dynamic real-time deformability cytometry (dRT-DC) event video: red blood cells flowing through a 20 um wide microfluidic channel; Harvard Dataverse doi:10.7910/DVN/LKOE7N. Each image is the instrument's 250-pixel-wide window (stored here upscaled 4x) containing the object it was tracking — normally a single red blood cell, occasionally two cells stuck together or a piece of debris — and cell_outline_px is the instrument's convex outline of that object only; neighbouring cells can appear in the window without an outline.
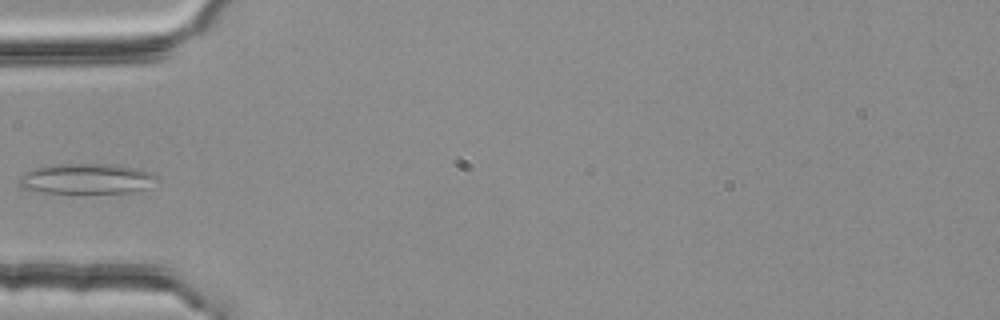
{"species": "common noctule bat (a hibernating species)", "species_latin": "Nyctalus noctula", "temperature_condition": "room temperature", "stored_images_in_passage": 3, "camera_frame_rate_fps": 3000, "um_per_image_px": 0.085, "animal": {"sex": "female", "body_mass_g": 25.1}, "frame": {"image": 1, "passage_image": 3, "time_ms": 0.667, "image_size_px": [1000, 320], "cell_outline_px": [[160, 180], [144, 188], [132, 192], [44, 192], [24, 188], [16, 184], [20, 176], [36, 168], [56, 164], [120, 164], [152, 172]], "centroid_in_image_um": [7.4, 15.17], "position_along_channel_um": 77.6, "area_um2": 24.1}}